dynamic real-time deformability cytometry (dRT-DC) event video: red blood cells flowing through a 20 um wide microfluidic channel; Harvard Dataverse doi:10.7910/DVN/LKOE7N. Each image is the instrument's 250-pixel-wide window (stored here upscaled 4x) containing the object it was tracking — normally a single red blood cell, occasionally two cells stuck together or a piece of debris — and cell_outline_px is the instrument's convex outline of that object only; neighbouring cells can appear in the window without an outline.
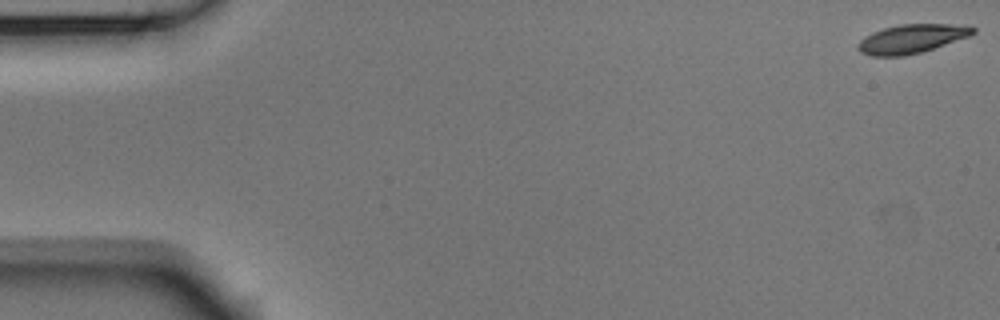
{"species": "Egyptian fruit bat (a non-hibernating species)", "species_latin": "Rousettus aegyptiacus", "temperature_condition": "room temperature", "stored_images_in_passage": 52, "camera_frame_rate_fps": 3000, "um_per_image_px": 0.085, "animal": {"sex": "male"}, "frame": {"image": 1, "passage_image": 1, "time_ms": 0.0, "image_size_px": [1000, 320], "cell_outline_px": [[976, 32], [968, 36], [920, 52], [904, 56], [872, 56], [860, 52], [856, 48], [856, 44], [860, 40], [872, 32], [884, 28], [900, 24], [968, 24], [976, 28]], "centroid_in_image_um": [77.47, 3.28], "position_along_channel_um": 7.5, "area_um2": 19.31}}
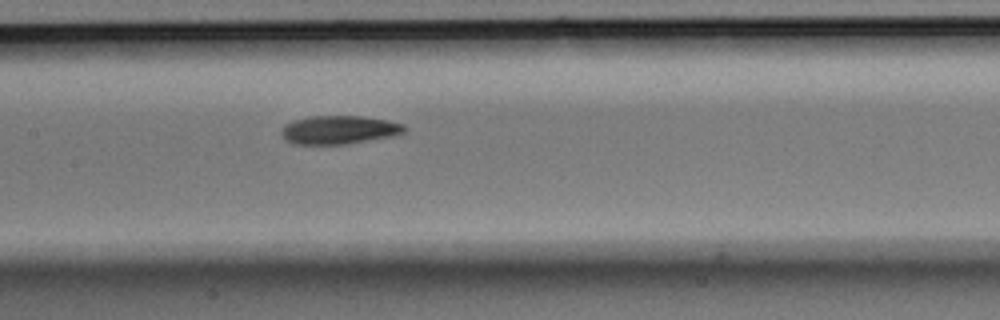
{"frame": {"image": 2, "passage_image": 26, "time_ms": 8.333, "image_size_px": [1000, 320], "cell_outline_px": [[408, 128], [404, 132], [388, 136], [344, 144], [296, 144], [288, 140], [284, 136], [284, 124], [296, 120], [312, 116], [364, 116], [388, 120], [404, 124]], "centroid_in_image_um": [28.87, 11.02], "position_along_channel_um": 178.5, "area_um2": 19.88}}
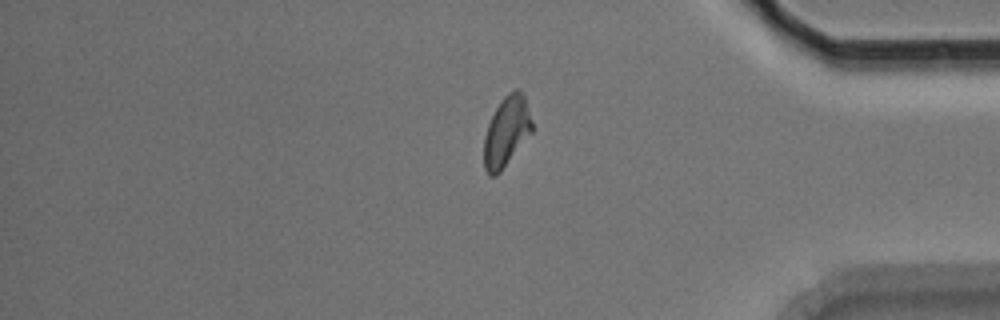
{"frame": {"image": 3, "passage_image": 45, "time_ms": 14.667, "image_size_px": [1000, 320], "cell_outline_px": [[532, 132], [500, 172], [496, 176], [488, 176], [484, 168], [484, 136], [488, 124], [496, 108], [504, 96], [508, 92], [516, 88], [524, 96], [532, 120]], "centroid_in_image_um": [43.04, 11.2], "position_along_channel_um": 392.2, "area_um2": 19.48}}